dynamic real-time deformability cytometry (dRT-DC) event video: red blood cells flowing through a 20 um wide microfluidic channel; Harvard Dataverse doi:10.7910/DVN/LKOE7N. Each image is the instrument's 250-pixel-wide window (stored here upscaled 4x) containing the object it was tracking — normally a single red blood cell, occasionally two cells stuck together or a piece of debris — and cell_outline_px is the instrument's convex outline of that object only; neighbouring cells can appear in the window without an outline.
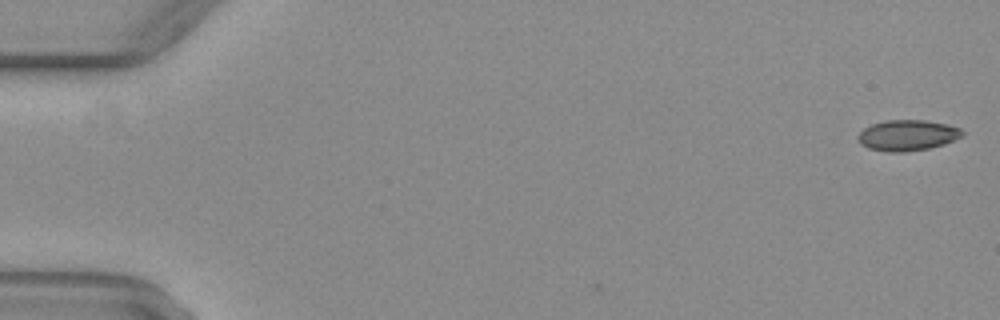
{"species": "common noctule bat (a hibernating species)", "species_latin": "Nyctalus noctula", "temperature_condition": "warm", "stored_images_in_passage": 51, "camera_frame_rate_fps": 3000, "um_per_image_px": 0.085, "animal": {"sex": "female", "body_mass_g": 29.2, "forearm_length_mm": 56.3}, "frame": {"image": 1, "passage_image": 1, "time_ms": 0.0, "image_size_px": [1000, 320], "cell_outline_px": [[964, 136], [944, 144], [928, 148], [904, 152], [888, 152], [868, 148], [860, 144], [856, 136], [864, 128], [872, 124], [884, 120], [924, 120], [948, 124], [960, 128], [964, 132]], "centroid_in_image_um": [77.13, 11.5], "position_along_channel_um": 7.9, "area_um2": 18.84}}
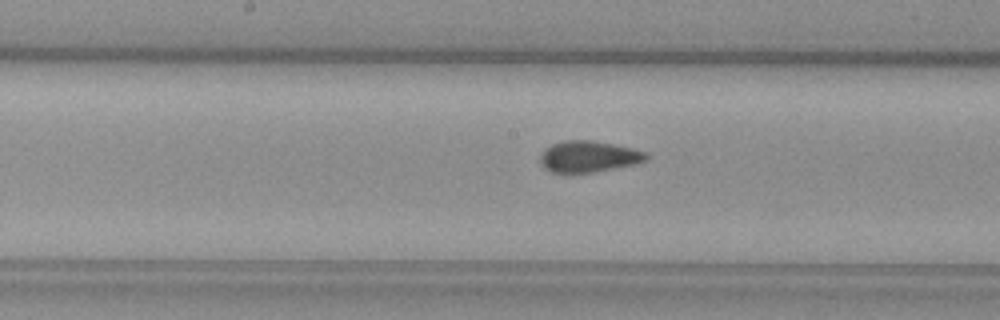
{"frame": {"image": 2, "passage_image": 27, "time_ms": 8.667, "image_size_px": [1000, 320], "cell_outline_px": [[648, 156], [644, 160], [636, 164], [592, 172], [552, 172], [544, 168], [540, 164], [540, 156], [544, 148], [552, 144], [564, 140], [592, 140], [632, 148], [648, 152]], "centroid_in_image_um": [50.01, 13.29], "position_along_channel_um": 198.2, "area_um2": 19.25}}
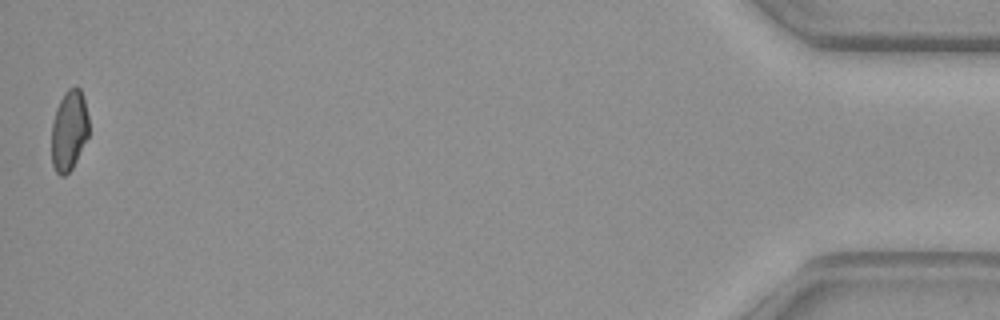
{"frame": {"image": 3, "passage_image": 51, "time_ms": 16.667, "image_size_px": [1000, 320], "cell_outline_px": [[88, 136], [72, 168], [64, 176], [60, 176], [56, 172], [52, 164], [52, 124], [56, 108], [64, 92], [68, 88], [76, 84], [80, 88], [84, 96], [88, 116]], "centroid_in_image_um": [5.87, 11.04], "position_along_channel_um": 429.3, "area_um2": 17.57}, "authors_computed_cell_mechanics": {"area_um2": 19.074, "velocity_mm_per_s": 4.0943, "shape_relaxation_time_tau1_ms": null, "shape_relaxation_time_tau2_ms": 0.8702, "deformation_change_tau1": null, "deformation_change_tau2": 0.0757}}